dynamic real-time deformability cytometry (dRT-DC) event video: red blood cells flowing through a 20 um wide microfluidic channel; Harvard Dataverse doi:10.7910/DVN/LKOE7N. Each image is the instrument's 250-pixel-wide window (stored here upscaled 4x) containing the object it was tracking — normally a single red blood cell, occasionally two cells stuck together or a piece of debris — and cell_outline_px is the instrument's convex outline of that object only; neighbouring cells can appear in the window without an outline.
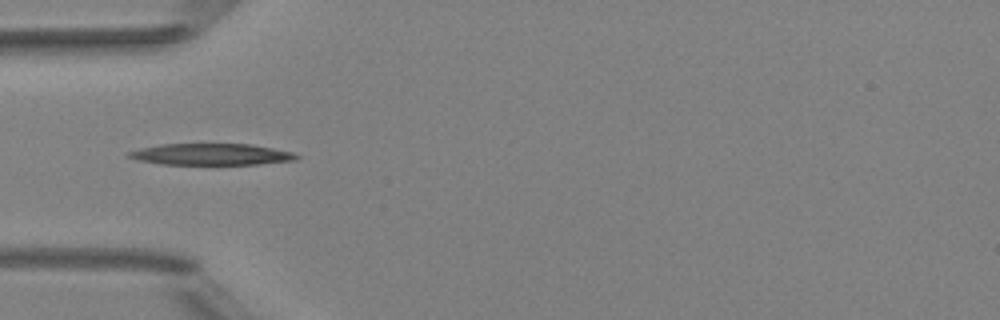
{"species": "Egyptian fruit bat (a non-hibernating species)", "species_latin": "Rousettus aegyptiacus", "temperature_condition": "room temperature", "stored_images_in_passage": 1, "camera_frame_rate_fps": 3000, "um_per_image_px": 0.085, "animal": {"sex": "female"}, "frame": {"image": 1, "passage_image": 1, "time_ms": 0.0, "image_size_px": [1000, 320], "cell_outline_px": [[300, 156], [296, 160], [256, 164], [160, 164], [140, 160], [124, 156], [128, 152], [160, 144], [252, 144], [292, 152]], "centroid_in_image_um": [17.96, 13.11], "position_along_channel_um": 67.0, "area_um2": 20.75}}